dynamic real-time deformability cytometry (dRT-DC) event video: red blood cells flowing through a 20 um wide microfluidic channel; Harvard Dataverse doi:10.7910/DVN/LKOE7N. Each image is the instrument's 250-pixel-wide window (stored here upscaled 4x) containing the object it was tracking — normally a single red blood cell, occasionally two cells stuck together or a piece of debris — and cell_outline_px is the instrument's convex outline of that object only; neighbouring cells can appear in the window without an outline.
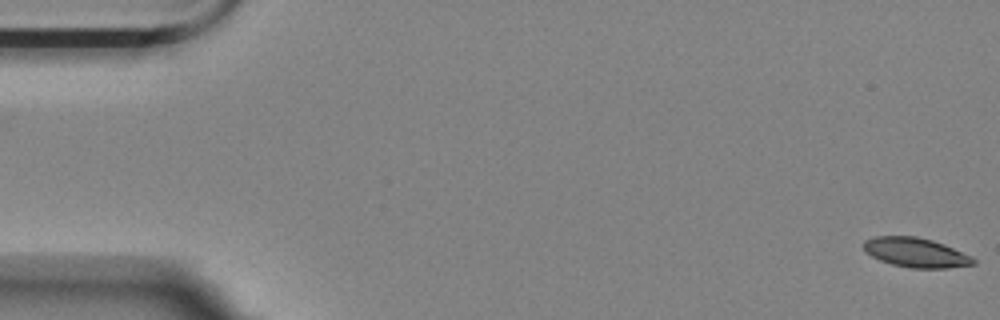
{"species": "Egyptian fruit bat (a non-hibernating species)", "species_latin": "Rousettus aegyptiacus", "temperature_condition": "room temperature", "stored_images_in_passage": 57, "camera_frame_rate_fps": 3000, "um_per_image_px": 0.085, "animal": {"sex": "female"}, "frame": {"image": 1, "passage_image": 1, "time_ms": 0.0, "image_size_px": [1000, 320], "cell_outline_px": [[976, 264], [948, 268], [912, 268], [892, 264], [880, 260], [872, 256], [864, 248], [864, 240], [876, 236], [916, 236], [932, 240], [944, 244], [972, 256], [976, 260]], "centroid_in_image_um": [77.88, 21.46], "position_along_channel_um": 7.1, "area_um2": 18.79}}
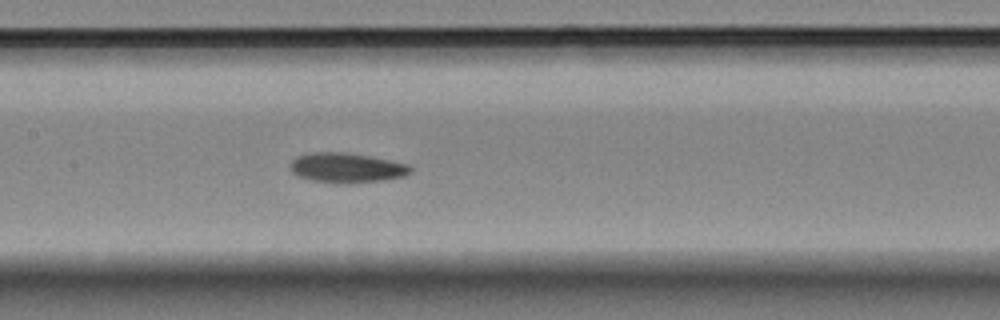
{"frame": {"image": 2, "passage_image": 27, "time_ms": 8.667, "image_size_px": [1000, 320], "cell_outline_px": [[412, 172], [404, 176], [384, 180], [348, 184], [312, 180], [296, 176], [288, 168], [288, 164], [296, 156], [312, 152], [344, 152], [368, 156], [408, 164], [412, 168]], "centroid_in_image_um": [29.42, 14.26], "position_along_channel_um": 178.0, "area_um2": 21.04}}
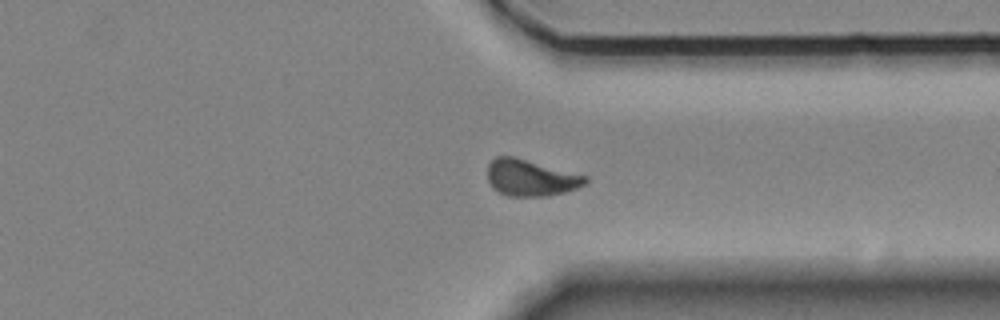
{"frame": {"image": 3, "passage_image": 43, "time_ms": 14.0, "image_size_px": [1000, 320], "cell_outline_px": [[588, 184], [564, 192], [548, 196], [508, 196], [492, 188], [488, 180], [488, 164], [496, 156], [516, 156], [588, 176]], "centroid_in_image_um": [45.13, 15.1], "position_along_channel_um": 366.3, "area_um2": 21.04}, "authors_computed_cell_mechanics": {"area_um2": 20.2878, "velocity_mm_per_s": 3.542, "shape_relaxation_time_tau1_ms": 4.0225, "shape_relaxation_time_tau2_ms": 2.8343, "deformation_change_tau1": 0.131, "deformation_change_tau2": 0.0837}}